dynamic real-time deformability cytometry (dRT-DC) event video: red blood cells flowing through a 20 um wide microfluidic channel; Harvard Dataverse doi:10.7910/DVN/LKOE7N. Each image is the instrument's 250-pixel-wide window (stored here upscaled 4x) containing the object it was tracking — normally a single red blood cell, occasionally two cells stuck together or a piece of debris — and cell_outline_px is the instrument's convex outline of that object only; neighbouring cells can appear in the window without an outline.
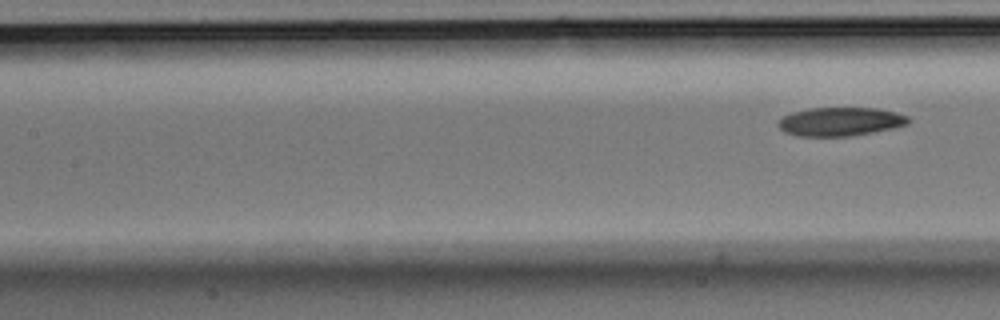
{"species": "Egyptian fruit bat (a non-hibernating species)", "species_latin": "Rousettus aegyptiacus", "temperature_condition": "room temperature", "stored_images_in_passage": 8, "segment_of_instrument_passage": [2, 2], "camera_frame_rate_fps": 3000, "um_per_image_px": 0.085, "animal": {"sex": "male"}, "frame": {"image": 1, "passage_image": 8, "time_ms": 2.333, "image_size_px": [1000, 320], "cell_outline_px": [[912, 120], [908, 124], [892, 128], [852, 136], [796, 136], [784, 132], [776, 124], [780, 116], [792, 112], [808, 108], [876, 108], [896, 112], [908, 116]], "centroid_in_image_um": [71.39, 10.33], "position_along_channel_um": 136.0, "area_um2": 21.96}}